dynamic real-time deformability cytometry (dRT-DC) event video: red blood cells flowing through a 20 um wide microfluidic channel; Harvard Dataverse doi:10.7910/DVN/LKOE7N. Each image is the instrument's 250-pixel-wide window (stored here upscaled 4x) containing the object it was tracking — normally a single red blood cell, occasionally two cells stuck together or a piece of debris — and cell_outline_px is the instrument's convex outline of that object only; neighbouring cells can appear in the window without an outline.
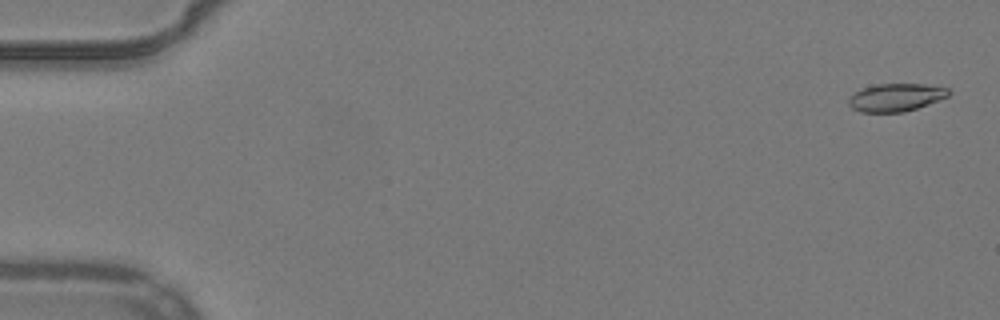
{"species": "common noctule bat (a hibernating species)", "species_latin": "Nyctalus noctula", "temperature_condition": "warm", "stored_images_in_passage": 54, "camera_frame_rate_fps": 3000, "um_per_image_px": 0.085, "animal": {"sex": "male", "body_mass_g": 19.2, "forearm_length_mm": 51.8}, "frame": {"image": 1, "passage_image": 2, "time_ms": 0.333, "image_size_px": [1000, 320], "cell_outline_px": [[952, 92], [948, 96], [916, 108], [904, 112], [860, 112], [852, 108], [848, 104], [848, 100], [856, 92], [864, 88], [880, 84], [924, 84], [948, 88]], "centroid_in_image_um": [76.16, 8.28], "position_along_channel_um": 8.8, "area_um2": 15.95}}
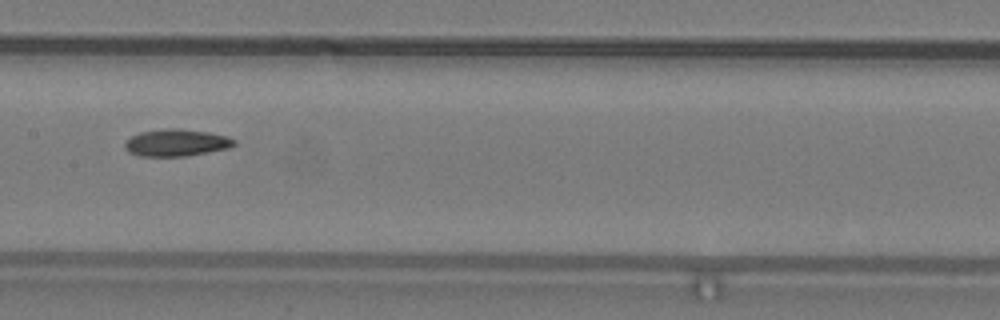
{"frame": {"image": 2, "passage_image": 28, "time_ms": 9.0, "image_size_px": [1000, 320], "cell_outline_px": [[236, 144], [228, 148], [188, 156], [140, 156], [128, 152], [124, 148], [124, 144], [132, 136], [140, 132], [164, 128], [180, 128], [208, 132], [224, 136], [236, 140]], "centroid_in_image_um": [14.97, 12.13], "position_along_channel_um": 192.4, "area_um2": 17.22}}
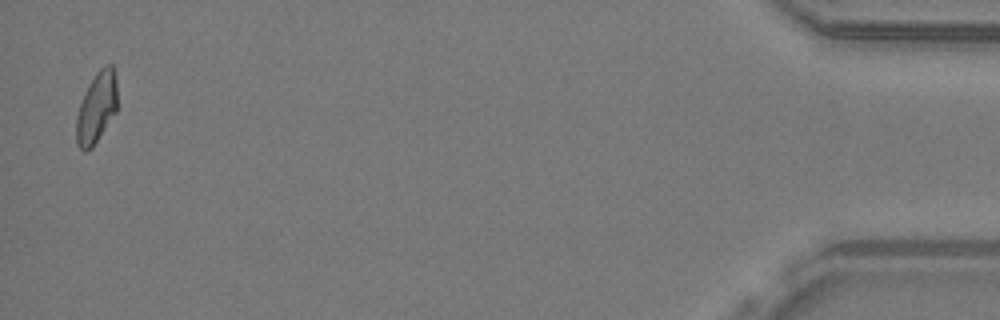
{"frame": {"image": 3, "passage_image": 53, "time_ms": 17.333, "image_size_px": [1000, 320], "cell_outline_px": [[116, 112], [92, 148], [84, 152], [76, 144], [76, 116], [84, 92], [88, 84], [96, 72], [104, 64], [112, 64], [116, 76]], "centroid_in_image_um": [8.19, 9.14], "position_along_channel_um": 427.0, "area_um2": 17.05}, "authors_computed_cell_mechanics": {"area_um2": 16.9932, "velocity_mm_per_s": 3.9125, "shape_relaxation_time_tau1_ms": null, "shape_relaxation_time_tau2_ms": 5.5288, "deformation_change_tau1": null, "deformation_change_tau2": 0.1096}}